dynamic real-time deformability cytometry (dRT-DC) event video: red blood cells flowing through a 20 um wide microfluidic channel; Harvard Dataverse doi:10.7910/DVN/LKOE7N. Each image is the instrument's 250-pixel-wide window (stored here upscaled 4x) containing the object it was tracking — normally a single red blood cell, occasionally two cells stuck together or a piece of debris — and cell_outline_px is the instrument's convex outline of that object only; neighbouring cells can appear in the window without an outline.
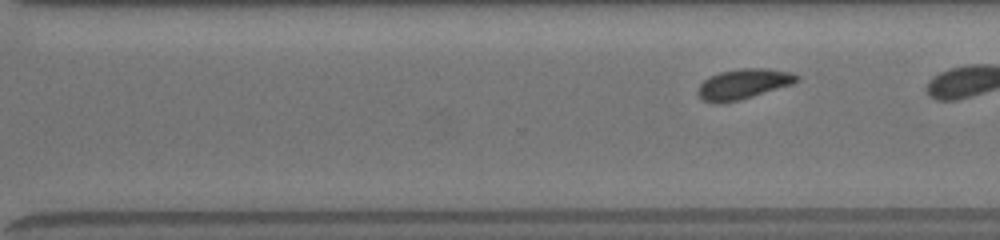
{"species": "common noctule bat (a hibernating species)", "species_latin": "Nyctalus noctula", "temperature_condition": "room temperature", "stored_images_in_passage": 12, "segment_of_instrument_passage": [2, 2], "camera_frame_rate_fps": 3000, "um_per_image_px": 0.085, "animal": {"sex": "female", "body_mass_g": 19.5, "forearm_length_mm": 54.1}, "frame": {"image": 1, "passage_image": 12, "time_ms": 8.667, "image_size_px": [1000, 240], "cell_outline_px": [[800, 80], [792, 84], [740, 100], [720, 104], [716, 104], [704, 100], [696, 92], [700, 84], [704, 80], [720, 72], [740, 68], [768, 68], [792, 72], [800, 76]], "centroid_in_image_um": [63.21, 7.14], "position_along_channel_um": 307.4, "area_um2": 17.46}}